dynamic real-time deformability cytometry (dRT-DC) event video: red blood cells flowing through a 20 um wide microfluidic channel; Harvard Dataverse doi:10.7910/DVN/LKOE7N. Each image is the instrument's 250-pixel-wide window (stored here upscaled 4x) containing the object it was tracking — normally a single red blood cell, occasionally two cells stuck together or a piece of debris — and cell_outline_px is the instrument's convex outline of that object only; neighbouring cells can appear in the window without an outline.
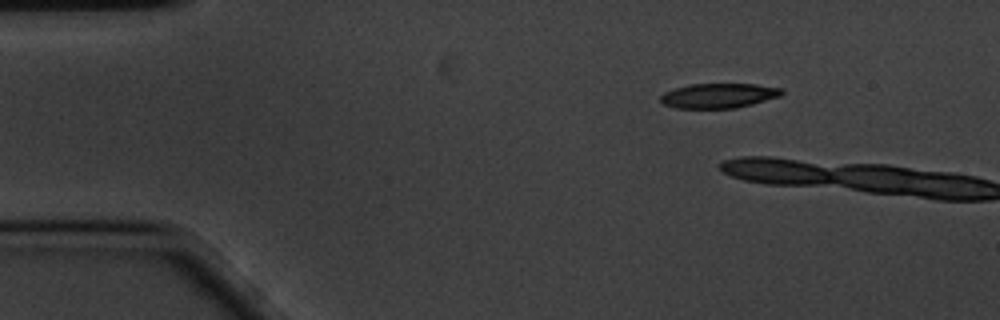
{"species": "common noctule bat (a hibernating species)", "species_latin": "Nyctalus noctula", "temperature_condition": "cold", "stored_images_in_passage": 3, "camera_frame_rate_fps": 3000, "um_per_image_px": 0.085, "animal": {"sex": "male", "body_mass_g": 20.1, "forearm_length_mm": 53.5}, "frame": {"image": 1, "passage_image": 1, "time_ms": 0.0, "image_size_px": [1000, 320], "cell_outline_px": [[784, 92], [780, 96], [752, 104], [736, 108], [676, 108], [664, 104], [660, 100], [660, 96], [664, 92], [676, 88], [692, 84], [756, 84], [780, 88]], "centroid_in_image_um": [61.08, 8.13], "position_along_channel_um": 23.9, "area_um2": 17.34}}